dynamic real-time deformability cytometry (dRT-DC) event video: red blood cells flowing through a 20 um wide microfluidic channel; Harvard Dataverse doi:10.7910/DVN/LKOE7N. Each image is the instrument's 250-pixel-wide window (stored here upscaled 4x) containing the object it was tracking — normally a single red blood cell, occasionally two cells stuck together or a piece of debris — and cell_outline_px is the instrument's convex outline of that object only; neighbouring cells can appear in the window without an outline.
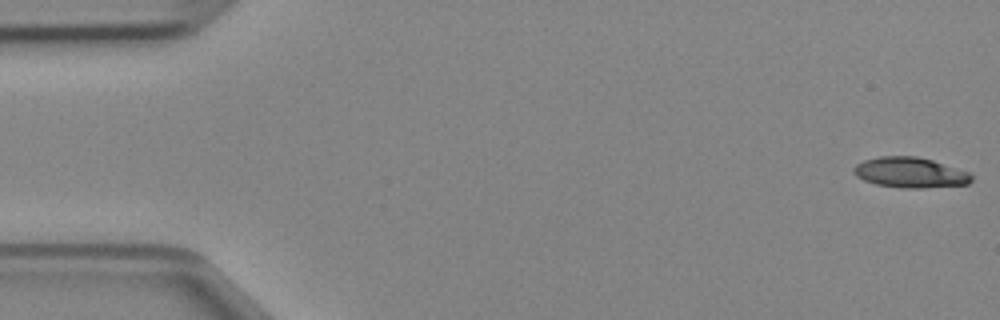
{"species": "Egyptian fruit bat (a non-hibernating species)", "species_latin": "Rousettus aegyptiacus", "temperature_condition": "cold", "stored_images_in_passage": 8, "camera_frame_rate_fps": 3000, "um_per_image_px": 0.085, "animal": {"sex": "female"}, "frame": {"image": 1, "passage_image": 1, "time_ms": 0.0, "image_size_px": [1000, 320], "cell_outline_px": [[972, 180], [968, 184], [924, 188], [900, 188], [876, 184], [864, 180], [856, 176], [852, 172], [852, 168], [856, 164], [864, 160], [880, 156], [916, 156], [932, 160], [972, 172]], "centroid_in_image_um": [77.37, 14.67], "position_along_channel_um": 7.6, "area_um2": 21.1}}